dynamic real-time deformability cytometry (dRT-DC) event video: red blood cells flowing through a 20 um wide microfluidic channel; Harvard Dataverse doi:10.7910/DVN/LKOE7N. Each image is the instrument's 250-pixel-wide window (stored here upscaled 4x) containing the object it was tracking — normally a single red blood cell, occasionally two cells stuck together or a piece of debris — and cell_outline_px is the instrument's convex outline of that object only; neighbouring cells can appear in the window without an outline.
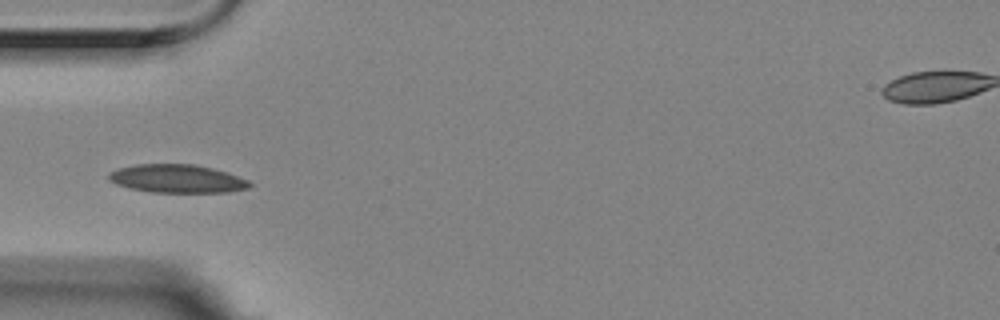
{"species": "Egyptian fruit bat (a non-hibernating species)", "species_latin": "Rousettus aegyptiacus", "temperature_condition": "room temperature", "stored_images_in_passage": 9, "camera_frame_rate_fps": 3000, "um_per_image_px": 0.085, "animal": {"sex": "female"}, "frame": {"image": 1, "passage_image": 4, "time_ms": 1.0, "image_size_px": [1000, 320], "cell_outline_px": [[252, 184], [248, 188], [228, 192], [148, 192], [128, 188], [116, 184], [108, 180], [108, 172], [120, 168], [136, 164], [196, 164], [228, 172], [248, 180]], "centroid_in_image_um": [15.03, 15.18], "position_along_channel_um": 70.0, "area_um2": 23.35}}
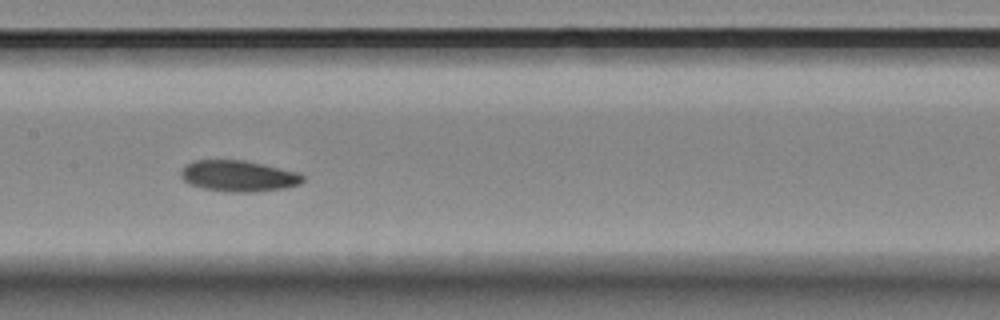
{"frame": {"image": 2, "passage_image": 7, "time_ms": 2.0, "image_size_px": [1000, 320], "cell_outline_px": [[304, 180], [300, 184], [284, 188], [256, 192], [228, 192], [204, 188], [188, 184], [180, 176], [180, 172], [192, 160], [244, 160], [264, 164], [300, 172], [304, 176]], "centroid_in_image_um": [20.3, 14.96], "position_along_channel_um": 187.1, "area_um2": 22.25}}
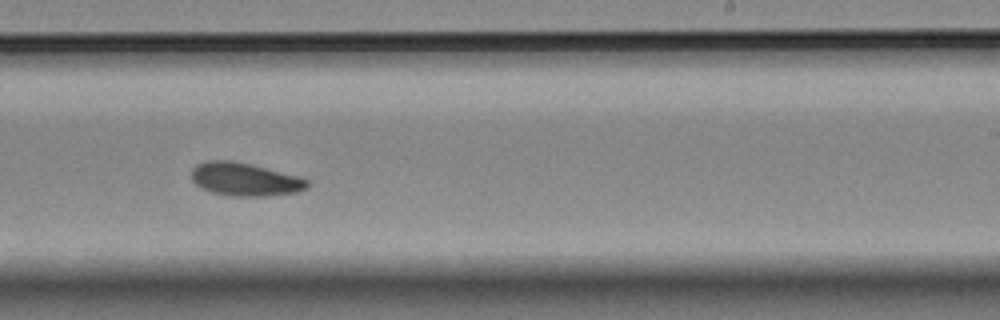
{"frame": {"image": 3, "passage_image": 9, "time_ms": 2.667, "image_size_px": [1000, 320], "cell_outline_px": [[312, 184], [308, 188], [296, 192], [268, 196], [232, 196], [212, 192], [196, 184], [192, 180], [192, 168], [196, 164], [208, 160], [232, 160], [252, 164], [296, 176], [308, 180]], "centroid_in_image_um": [20.82, 15.24], "position_along_channel_um": 268.2, "area_um2": 22.37}}